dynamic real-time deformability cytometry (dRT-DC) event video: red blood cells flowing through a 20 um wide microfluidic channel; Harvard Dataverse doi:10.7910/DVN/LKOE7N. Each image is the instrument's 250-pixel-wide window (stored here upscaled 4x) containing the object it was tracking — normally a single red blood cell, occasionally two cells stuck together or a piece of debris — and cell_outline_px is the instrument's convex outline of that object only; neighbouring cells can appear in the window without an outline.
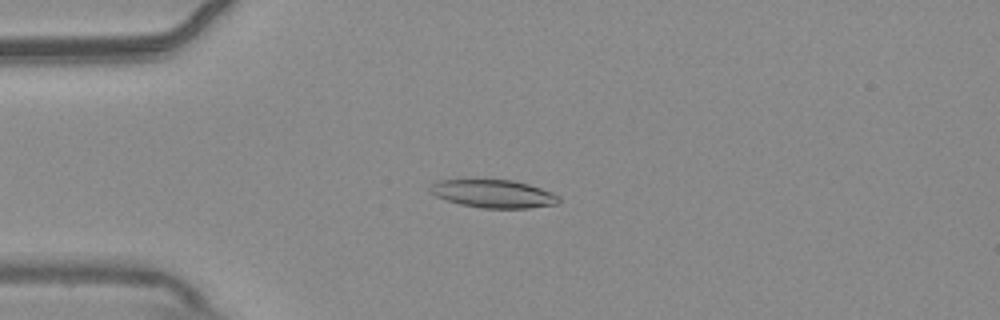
{"species": "common noctule bat (a hibernating species)", "species_latin": "Nyctalus noctula", "temperature_condition": "warm", "stored_images_in_passage": 42, "camera_frame_rate_fps": 3000, "um_per_image_px": 0.085, "animal": {"sex": "male", "body_mass_g": 20.4}, "frame": {"image": 1, "passage_image": 2, "time_ms": 0.333, "image_size_px": [1000, 320], "cell_outline_px": [[560, 204], [528, 208], [480, 208], [460, 204], [436, 196], [428, 188], [436, 180], [512, 180], [528, 184], [552, 192], [560, 196]], "centroid_in_image_um": [41.98, 16.47], "position_along_channel_um": 43.0, "area_um2": 20.98}}
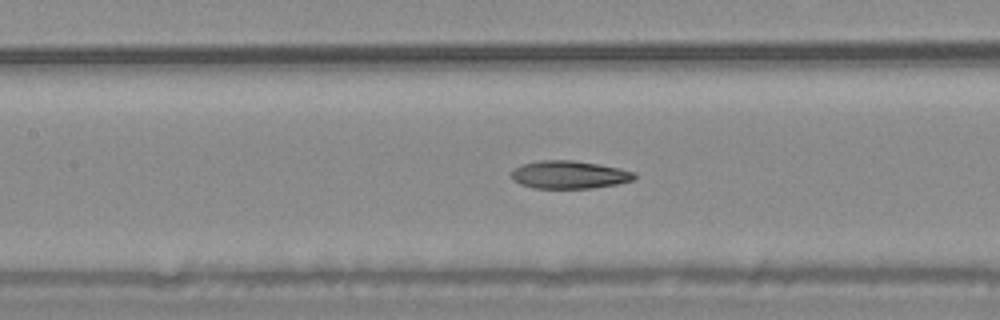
{"frame": {"image": 2, "passage_image": 13, "time_ms": 4.0, "image_size_px": [1000, 320], "cell_outline_px": [[636, 176], [632, 180], [616, 184], [592, 188], [532, 188], [520, 184], [512, 180], [512, 172], [520, 164], [540, 160], [572, 160], [620, 168], [636, 172]], "centroid_in_image_um": [48.37, 14.85], "position_along_channel_um": 159.0, "area_um2": 19.94}}
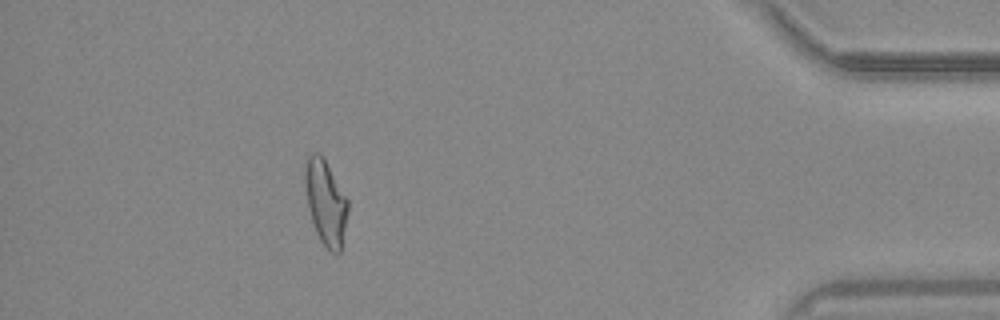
{"frame": {"image": 3, "passage_image": 37, "time_ms": 12.0, "image_size_px": [1000, 320], "cell_outline_px": [[348, 212], [340, 252], [328, 252], [320, 240], [316, 232], [312, 220], [308, 204], [304, 180], [304, 172], [308, 156], [312, 152], [320, 152], [324, 156], [348, 200]], "centroid_in_image_um": [27.68, 17.17], "position_along_channel_um": 407.5, "area_um2": 21.21}, "authors_computed_cell_mechanics": {"area_um2": 20.519, "velocity_mm_per_s": 3.7549, "shape_relaxation_time_tau1_ms": null, "shape_relaxation_time_tau2_ms": 2.4323, "deformation_change_tau1": null, "deformation_change_tau2": 0.1007}}